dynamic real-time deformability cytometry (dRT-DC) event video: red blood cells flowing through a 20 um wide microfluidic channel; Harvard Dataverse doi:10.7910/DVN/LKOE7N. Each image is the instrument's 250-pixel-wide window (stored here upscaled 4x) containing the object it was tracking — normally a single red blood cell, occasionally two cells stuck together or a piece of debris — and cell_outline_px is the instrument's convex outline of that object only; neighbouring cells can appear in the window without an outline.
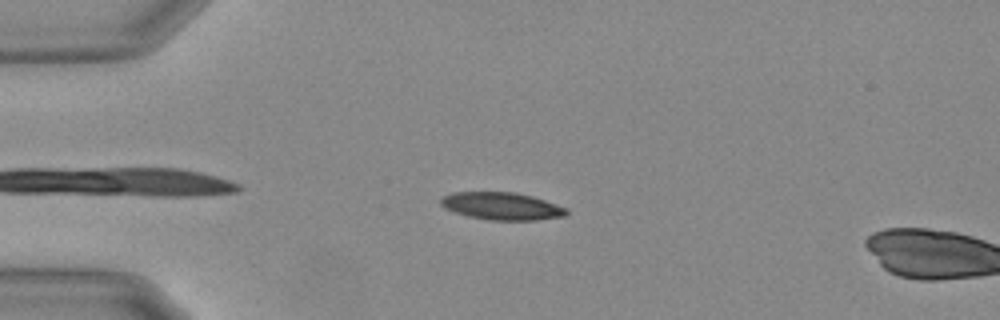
{"species": "Egyptian fruit bat (a non-hibernating species)", "species_latin": "Rousettus aegyptiacus", "temperature_condition": "warm", "stored_images_in_passage": 11, "camera_frame_rate_fps": 3000, "um_per_image_px": 0.085, "animal": {"sex": "female"}, "frame": {"image": 1, "passage_image": 8, "time_ms": 2.333, "image_size_px": [1000, 320], "cell_outline_px": [[568, 212], [564, 216], [536, 220], [488, 220], [468, 216], [444, 208], [440, 204], [440, 196], [452, 192], [516, 192], [532, 196], [568, 208]], "centroid_in_image_um": [42.62, 17.51], "position_along_channel_um": 42.4, "area_um2": 20.23}}